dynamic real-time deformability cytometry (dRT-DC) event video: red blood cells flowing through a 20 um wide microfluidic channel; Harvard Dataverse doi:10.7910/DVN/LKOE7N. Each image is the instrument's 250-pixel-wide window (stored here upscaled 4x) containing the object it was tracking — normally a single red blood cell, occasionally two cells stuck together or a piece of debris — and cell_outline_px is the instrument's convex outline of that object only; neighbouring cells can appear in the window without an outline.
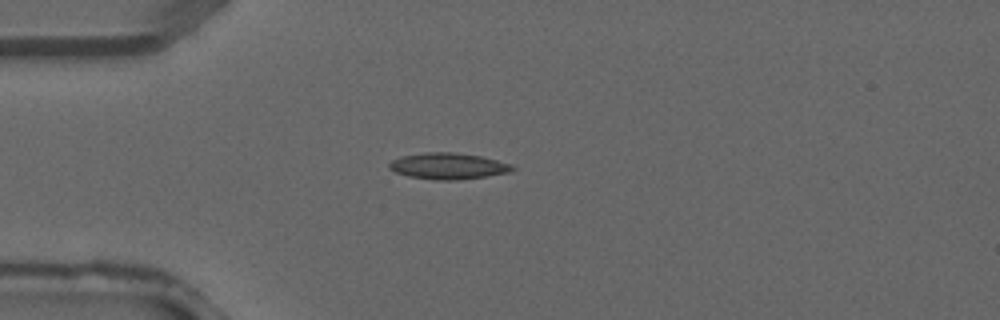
{"species": "common noctule bat (a hibernating species)", "species_latin": "Nyctalus noctula", "temperature_condition": "warm", "stored_images_in_passage": 1, "camera_frame_rate_fps": 3000, "um_per_image_px": 0.085, "animal": {"sex": "male", "forearm_length_mm": 52.5}, "frame": {"image": 1, "passage_image": 1, "time_ms": 0.0, "image_size_px": [1000, 320], "cell_outline_px": [[516, 168], [512, 172], [488, 176], [456, 180], [436, 180], [408, 176], [396, 172], [388, 168], [388, 164], [392, 160], [400, 156], [424, 152], [452, 152], [480, 156], [512, 164]], "centroid_in_image_um": [38.1, 14.11], "position_along_channel_um": 46.9, "area_um2": 18.96}}